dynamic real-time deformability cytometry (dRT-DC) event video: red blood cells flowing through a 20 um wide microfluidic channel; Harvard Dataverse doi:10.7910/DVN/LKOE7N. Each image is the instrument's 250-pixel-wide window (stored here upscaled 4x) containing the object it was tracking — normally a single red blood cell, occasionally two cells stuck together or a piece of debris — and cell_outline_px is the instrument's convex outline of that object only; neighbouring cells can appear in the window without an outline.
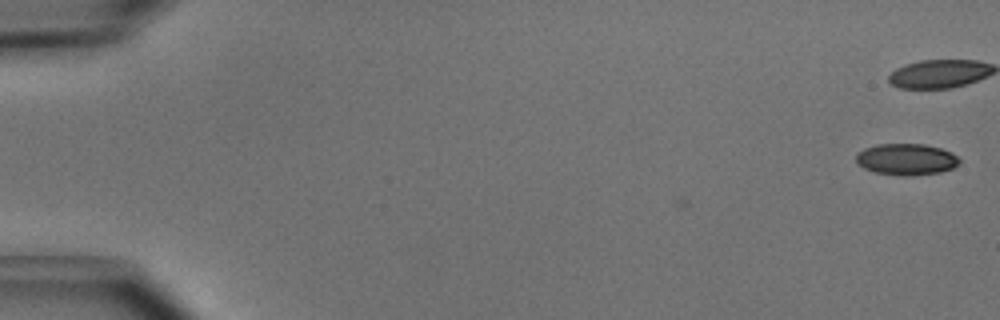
{"species": "common noctule bat (a hibernating species)", "species_latin": "Nyctalus noctula", "temperature_condition": "cold", "stored_images_in_passage": 3, "camera_frame_rate_fps": 3000, "um_per_image_px": 0.085, "animal": {"sex": "male", "body_mass_g": 15.6}, "frame": {"image": 1, "passage_image": 3, "time_ms": 0.667, "image_size_px": [1000, 320], "cell_outline_px": [[960, 164], [952, 168], [940, 172], [912, 176], [904, 176], [876, 172], [864, 168], [856, 164], [856, 152], [864, 148], [876, 144], [924, 144], [940, 148], [952, 152], [960, 160]], "centroid_in_image_um": [77.02, 13.54], "position_along_channel_um": 8.0, "area_um2": 19.07}}